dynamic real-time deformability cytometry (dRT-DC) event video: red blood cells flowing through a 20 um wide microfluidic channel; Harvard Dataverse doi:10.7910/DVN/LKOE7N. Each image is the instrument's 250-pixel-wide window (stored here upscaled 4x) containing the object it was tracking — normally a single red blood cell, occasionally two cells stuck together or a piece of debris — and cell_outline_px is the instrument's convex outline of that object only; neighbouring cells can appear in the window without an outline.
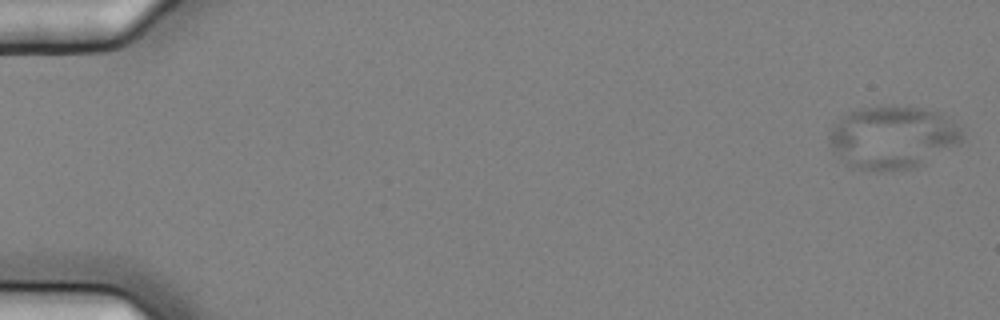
{"species": "common noctule bat (a hibernating species)", "species_latin": "Nyctalus noctula", "temperature_condition": "cold", "stored_images_in_passage": 7, "camera_frame_rate_fps": 3000, "um_per_image_px": 0.085, "animal": {"sex": "female", "body_mass_g": 25.1}, "frame": {"image": 1, "passage_image": 1, "time_ms": 0.0, "image_size_px": [1000, 320], "cell_outline_px": [[964, 140], [960, 144], [924, 164], [916, 168], [880, 172], [872, 172], [848, 168], [832, 152], [828, 144], [828, 136], [832, 124], [840, 116], [856, 108], [892, 104], [924, 108], [940, 112], [960, 128], [964, 136]], "centroid_in_image_um": [75.81, 11.69], "position_along_channel_um": 9.2, "area_um2": 50.58}}